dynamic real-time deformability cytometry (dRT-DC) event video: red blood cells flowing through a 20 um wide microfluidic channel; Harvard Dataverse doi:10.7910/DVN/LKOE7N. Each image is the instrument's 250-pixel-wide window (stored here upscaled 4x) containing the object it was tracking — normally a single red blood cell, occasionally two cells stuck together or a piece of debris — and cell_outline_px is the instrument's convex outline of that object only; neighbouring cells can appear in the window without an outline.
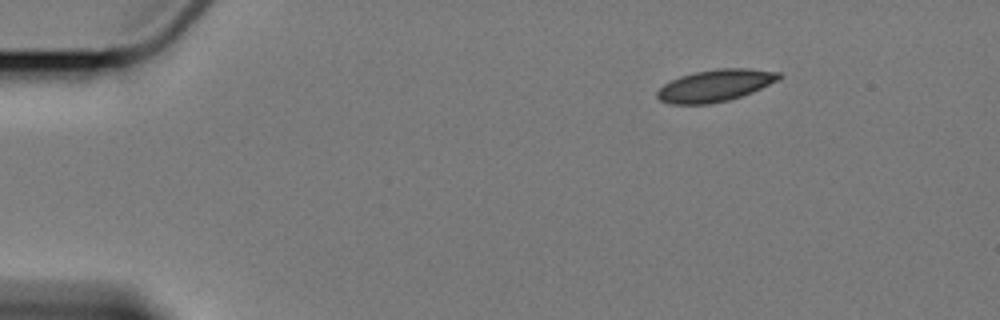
{"species": "Egyptian fruit bat (a non-hibernating species)", "species_latin": "Rousettus aegyptiacus", "temperature_condition": "cold", "stored_images_in_passage": 4, "camera_frame_rate_fps": 3000, "um_per_image_px": 0.085, "animal": {"sex": "female"}, "frame": {"image": 1, "passage_image": 1, "time_ms": 0.0, "image_size_px": [1000, 320], "cell_outline_px": [[784, 76], [780, 80], [752, 92], [728, 100], [708, 104], [668, 104], [660, 100], [656, 96], [656, 92], [664, 84], [680, 76], [696, 72], [716, 68], [748, 68], [780, 72]], "centroid_in_image_um": [60.82, 7.26], "position_along_channel_um": 24.2, "area_um2": 22.77}}
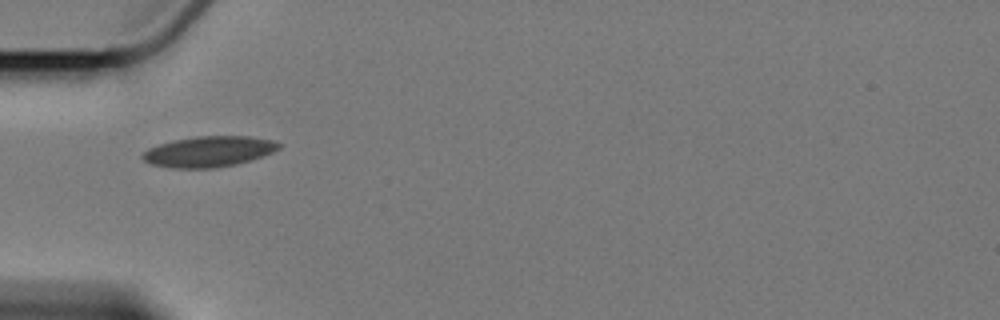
{"frame": {"image": 2, "passage_image": 3, "time_ms": 3.667, "image_size_px": [1000, 320], "cell_outline_px": [[284, 144], [280, 148], [272, 152], [236, 164], [216, 168], [172, 168], [148, 164], [140, 156], [148, 148], [172, 140], [196, 136], [252, 136], [276, 140]], "centroid_in_image_um": [17.75, 12.87], "position_along_channel_um": 67.2, "area_um2": 24.57}}
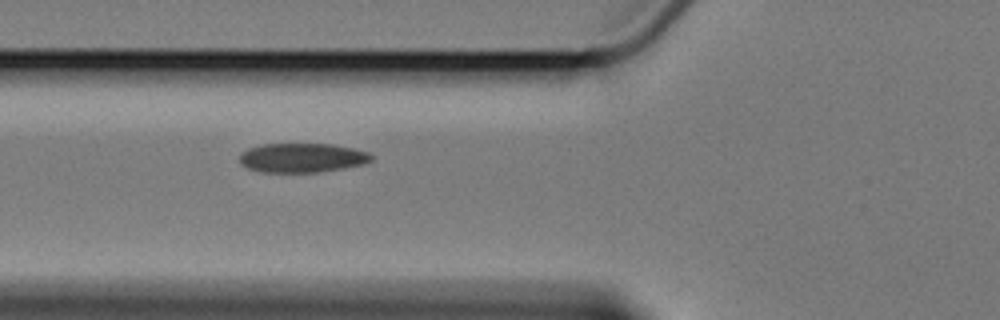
{"frame": {"image": 3, "passage_image": 4, "time_ms": 4.667, "image_size_px": [1000, 320], "cell_outline_px": [[376, 156], [372, 160], [364, 164], [344, 168], [320, 172], [260, 172], [248, 168], [240, 164], [240, 152], [248, 148], [260, 144], [332, 144], [352, 148], [368, 152]], "centroid_in_image_um": [25.68, 13.41], "position_along_channel_um": 100.1, "area_um2": 22.72}}